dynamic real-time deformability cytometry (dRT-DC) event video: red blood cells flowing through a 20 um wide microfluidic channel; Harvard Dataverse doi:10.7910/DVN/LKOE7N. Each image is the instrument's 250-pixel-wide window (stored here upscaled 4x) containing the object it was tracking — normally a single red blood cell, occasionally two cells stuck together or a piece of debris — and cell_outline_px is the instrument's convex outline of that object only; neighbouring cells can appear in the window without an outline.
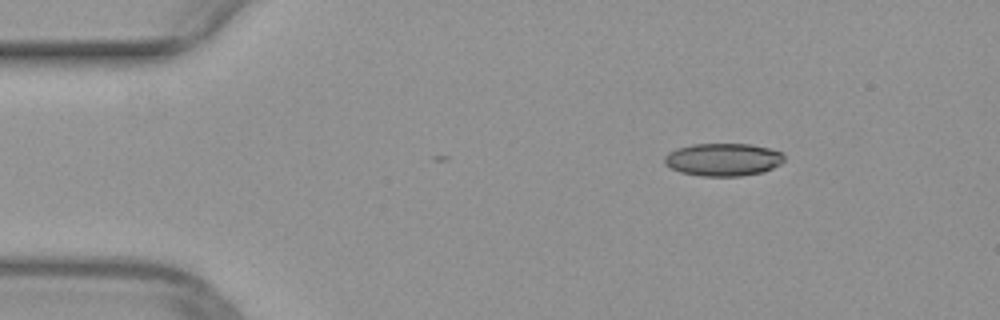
{"species": "common noctule bat (a hibernating species)", "species_latin": "Nyctalus noctula", "temperature_condition": "warm", "stored_images_in_passage": 13, "camera_frame_rate_fps": 3000, "um_per_image_px": 0.085, "animal": {"sex": "female", "body_mass_g": 29.2, "forearm_length_mm": 56.3}, "frame": {"image": 1, "passage_image": 3, "time_ms": 0.667, "image_size_px": [1000, 320], "cell_outline_px": [[784, 160], [780, 164], [764, 172], [740, 176], [700, 176], [680, 172], [664, 164], [664, 156], [668, 152], [676, 148], [692, 144], [752, 144], [784, 152]], "centroid_in_image_um": [61.46, 13.56], "position_along_channel_um": 23.5, "area_um2": 23.06}}
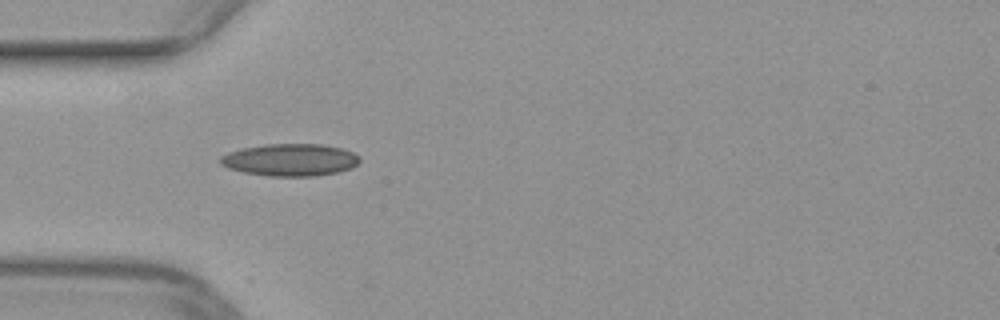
{"frame": {"image": 2, "passage_image": 11, "time_ms": 3.333, "image_size_px": [1000, 320], "cell_outline_px": [[360, 160], [356, 164], [348, 168], [336, 172], [316, 176], [268, 176], [244, 172], [228, 168], [220, 164], [220, 156], [228, 152], [240, 148], [264, 144], [324, 144], [340, 148], [352, 152], [360, 156]], "centroid_in_image_um": [24.62, 13.58], "position_along_channel_um": 60.4, "area_um2": 26.18}}